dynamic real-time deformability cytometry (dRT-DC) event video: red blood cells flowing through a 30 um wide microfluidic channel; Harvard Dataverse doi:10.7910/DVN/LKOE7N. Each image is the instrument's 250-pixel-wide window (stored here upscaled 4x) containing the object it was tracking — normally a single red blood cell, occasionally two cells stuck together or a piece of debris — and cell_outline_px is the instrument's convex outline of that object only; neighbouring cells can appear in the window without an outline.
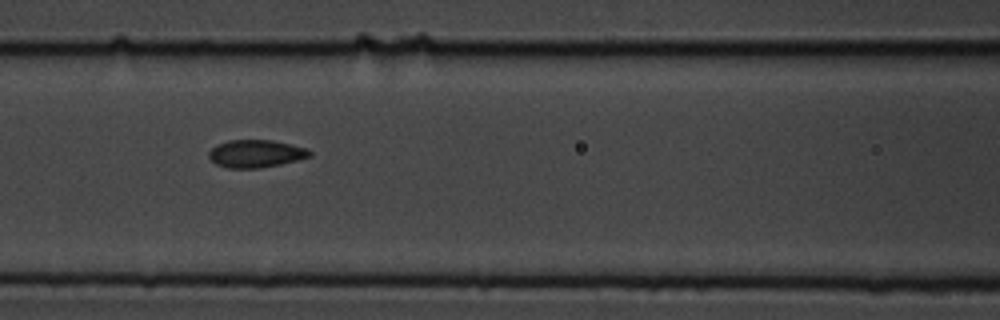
{"species": "common noctule bat (a hibernating species)", "species_latin": "Nyctalus noctula", "temperature_condition": "cold", "stored_images_in_passage": 10, "camera_frame_rate_fps": 3000, "um_per_image_px": 0.085, "animal": {"sex": "male", "body_mass_g": 19.5, "forearm_length_mm": 54.6}, "frame": {"image": 1, "passage_image": 5, "time_ms": 1.333, "image_size_px": [1000, 320], "cell_outline_px": [[312, 156], [280, 164], [260, 168], [228, 168], [216, 164], [208, 156], [208, 152], [212, 148], [228, 140], [272, 140], [308, 148], [312, 152]], "centroid_in_image_um": [21.77, 13.06], "position_along_channel_um": 144.8, "area_um2": 16.18}}
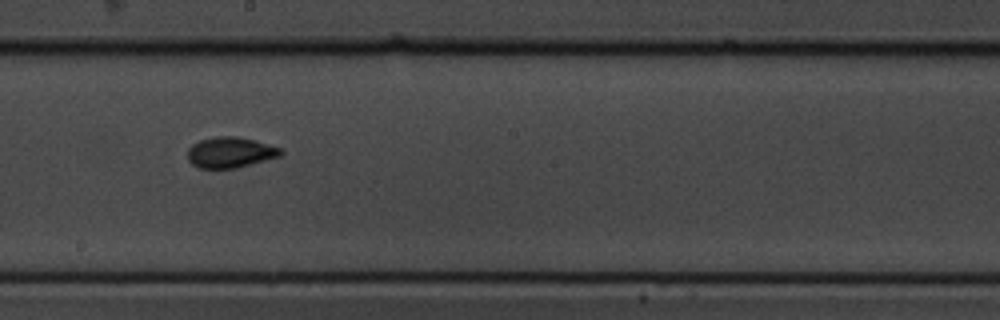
{"frame": {"image": 2, "passage_image": 7, "time_ms": 2.0, "image_size_px": [1000, 320], "cell_outline_px": [[284, 152], [280, 156], [236, 168], [200, 168], [192, 164], [188, 160], [188, 148], [192, 144], [200, 140], [216, 136], [236, 136], [268, 144], [280, 148]], "centroid_in_image_um": [19.55, 12.95], "position_along_channel_um": 228.6, "area_um2": 16.53}}
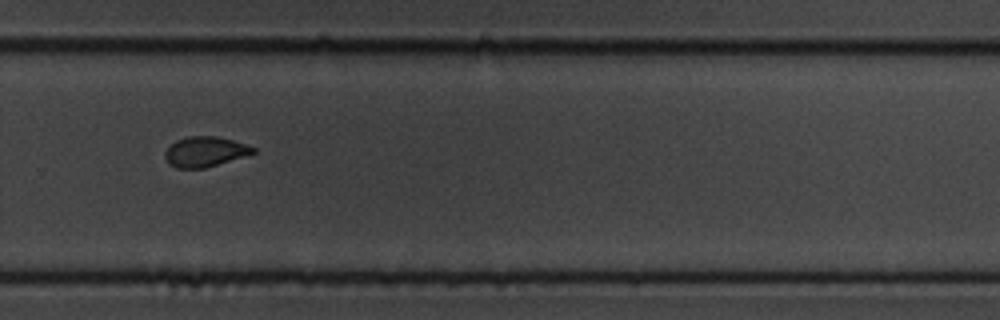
{"frame": {"image": 3, "passage_image": 9, "time_ms": 2.667, "image_size_px": [1000, 320], "cell_outline_px": [[256, 152], [204, 168], [176, 168], [168, 164], [164, 156], [164, 152], [176, 140], [188, 136], [216, 136], [232, 140], [256, 148]], "centroid_in_image_um": [17.38, 12.89], "position_along_channel_um": 312.4, "area_um2": 15.26}}